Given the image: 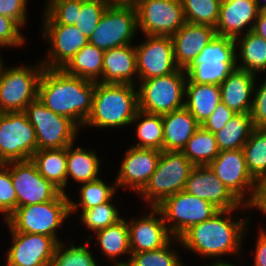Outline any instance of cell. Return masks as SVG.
Wrapping results in <instances>:
<instances>
[{
	"mask_svg": "<svg viewBox=\"0 0 266 266\" xmlns=\"http://www.w3.org/2000/svg\"><path fill=\"white\" fill-rule=\"evenodd\" d=\"M139 142L133 147L153 148L163 151V122L161 114H150L138 110L131 123H135Z\"/></svg>",
	"mask_w": 266,
	"mask_h": 266,
	"instance_id": "cell-34",
	"label": "cell"
},
{
	"mask_svg": "<svg viewBox=\"0 0 266 266\" xmlns=\"http://www.w3.org/2000/svg\"><path fill=\"white\" fill-rule=\"evenodd\" d=\"M256 79L255 74L236 68L219 85L222 102L235 114L251 113Z\"/></svg>",
	"mask_w": 266,
	"mask_h": 266,
	"instance_id": "cell-24",
	"label": "cell"
},
{
	"mask_svg": "<svg viewBox=\"0 0 266 266\" xmlns=\"http://www.w3.org/2000/svg\"><path fill=\"white\" fill-rule=\"evenodd\" d=\"M236 210H219L210 219L191 226L176 238L175 244L178 242L180 247L208 258L241 254L242 239L250 221L247 217L232 219V212Z\"/></svg>",
	"mask_w": 266,
	"mask_h": 266,
	"instance_id": "cell-2",
	"label": "cell"
},
{
	"mask_svg": "<svg viewBox=\"0 0 266 266\" xmlns=\"http://www.w3.org/2000/svg\"><path fill=\"white\" fill-rule=\"evenodd\" d=\"M185 99L184 107L202 125L222 101L221 89L215 84L186 83Z\"/></svg>",
	"mask_w": 266,
	"mask_h": 266,
	"instance_id": "cell-26",
	"label": "cell"
},
{
	"mask_svg": "<svg viewBox=\"0 0 266 266\" xmlns=\"http://www.w3.org/2000/svg\"><path fill=\"white\" fill-rule=\"evenodd\" d=\"M235 115L222 101L218 104L216 110L209 118L201 125L204 129L213 134L220 131L227 122Z\"/></svg>",
	"mask_w": 266,
	"mask_h": 266,
	"instance_id": "cell-49",
	"label": "cell"
},
{
	"mask_svg": "<svg viewBox=\"0 0 266 266\" xmlns=\"http://www.w3.org/2000/svg\"><path fill=\"white\" fill-rule=\"evenodd\" d=\"M255 2L259 6L260 10H266V0L264 2L263 0H255Z\"/></svg>",
	"mask_w": 266,
	"mask_h": 266,
	"instance_id": "cell-54",
	"label": "cell"
},
{
	"mask_svg": "<svg viewBox=\"0 0 266 266\" xmlns=\"http://www.w3.org/2000/svg\"><path fill=\"white\" fill-rule=\"evenodd\" d=\"M253 129L251 113L235 114L225 127L214 133L219 150L242 149Z\"/></svg>",
	"mask_w": 266,
	"mask_h": 266,
	"instance_id": "cell-32",
	"label": "cell"
},
{
	"mask_svg": "<svg viewBox=\"0 0 266 266\" xmlns=\"http://www.w3.org/2000/svg\"><path fill=\"white\" fill-rule=\"evenodd\" d=\"M150 209L143 217L127 221L131 253L157 250L173 239L162 213L156 207Z\"/></svg>",
	"mask_w": 266,
	"mask_h": 266,
	"instance_id": "cell-20",
	"label": "cell"
},
{
	"mask_svg": "<svg viewBox=\"0 0 266 266\" xmlns=\"http://www.w3.org/2000/svg\"><path fill=\"white\" fill-rule=\"evenodd\" d=\"M156 208L162 213L164 222L174 238H179L191 226L210 219L219 211L209 201L197 198L184 190L168 196Z\"/></svg>",
	"mask_w": 266,
	"mask_h": 266,
	"instance_id": "cell-10",
	"label": "cell"
},
{
	"mask_svg": "<svg viewBox=\"0 0 266 266\" xmlns=\"http://www.w3.org/2000/svg\"><path fill=\"white\" fill-rule=\"evenodd\" d=\"M253 90L251 118L254 128H266V79Z\"/></svg>",
	"mask_w": 266,
	"mask_h": 266,
	"instance_id": "cell-47",
	"label": "cell"
},
{
	"mask_svg": "<svg viewBox=\"0 0 266 266\" xmlns=\"http://www.w3.org/2000/svg\"><path fill=\"white\" fill-rule=\"evenodd\" d=\"M104 53L103 49L97 48L88 42L62 70L71 76L99 82L100 77H102Z\"/></svg>",
	"mask_w": 266,
	"mask_h": 266,
	"instance_id": "cell-30",
	"label": "cell"
},
{
	"mask_svg": "<svg viewBox=\"0 0 266 266\" xmlns=\"http://www.w3.org/2000/svg\"><path fill=\"white\" fill-rule=\"evenodd\" d=\"M27 1L28 0H0V15L9 17L24 27L27 23Z\"/></svg>",
	"mask_w": 266,
	"mask_h": 266,
	"instance_id": "cell-48",
	"label": "cell"
},
{
	"mask_svg": "<svg viewBox=\"0 0 266 266\" xmlns=\"http://www.w3.org/2000/svg\"><path fill=\"white\" fill-rule=\"evenodd\" d=\"M146 40L135 45L138 80H148L176 72L171 36L146 35Z\"/></svg>",
	"mask_w": 266,
	"mask_h": 266,
	"instance_id": "cell-15",
	"label": "cell"
},
{
	"mask_svg": "<svg viewBox=\"0 0 266 266\" xmlns=\"http://www.w3.org/2000/svg\"><path fill=\"white\" fill-rule=\"evenodd\" d=\"M3 67H4V62H3L2 57L0 55V74H1Z\"/></svg>",
	"mask_w": 266,
	"mask_h": 266,
	"instance_id": "cell-55",
	"label": "cell"
},
{
	"mask_svg": "<svg viewBox=\"0 0 266 266\" xmlns=\"http://www.w3.org/2000/svg\"><path fill=\"white\" fill-rule=\"evenodd\" d=\"M184 191L212 203L219 210L243 209L250 206L242 204L220 181L216 174L205 166H195L191 171Z\"/></svg>",
	"mask_w": 266,
	"mask_h": 266,
	"instance_id": "cell-17",
	"label": "cell"
},
{
	"mask_svg": "<svg viewBox=\"0 0 266 266\" xmlns=\"http://www.w3.org/2000/svg\"><path fill=\"white\" fill-rule=\"evenodd\" d=\"M131 84L96 82L92 111L85 126L116 128L132 125L138 109V91Z\"/></svg>",
	"mask_w": 266,
	"mask_h": 266,
	"instance_id": "cell-3",
	"label": "cell"
},
{
	"mask_svg": "<svg viewBox=\"0 0 266 266\" xmlns=\"http://www.w3.org/2000/svg\"><path fill=\"white\" fill-rule=\"evenodd\" d=\"M97 244H99L103 255L112 260L114 265L117 264H128L131 250L129 243V229L127 220L122 218L117 223L104 228L96 233ZM125 253L128 254L127 261H117L118 256H125Z\"/></svg>",
	"mask_w": 266,
	"mask_h": 266,
	"instance_id": "cell-29",
	"label": "cell"
},
{
	"mask_svg": "<svg viewBox=\"0 0 266 266\" xmlns=\"http://www.w3.org/2000/svg\"><path fill=\"white\" fill-rule=\"evenodd\" d=\"M9 171L17 194V208L54 200L61 191L45 179L30 160L10 161Z\"/></svg>",
	"mask_w": 266,
	"mask_h": 266,
	"instance_id": "cell-14",
	"label": "cell"
},
{
	"mask_svg": "<svg viewBox=\"0 0 266 266\" xmlns=\"http://www.w3.org/2000/svg\"><path fill=\"white\" fill-rule=\"evenodd\" d=\"M17 208V194L13 187L9 162L0 163V214L5 220Z\"/></svg>",
	"mask_w": 266,
	"mask_h": 266,
	"instance_id": "cell-45",
	"label": "cell"
},
{
	"mask_svg": "<svg viewBox=\"0 0 266 266\" xmlns=\"http://www.w3.org/2000/svg\"><path fill=\"white\" fill-rule=\"evenodd\" d=\"M257 36L266 40V10H261L252 29Z\"/></svg>",
	"mask_w": 266,
	"mask_h": 266,
	"instance_id": "cell-52",
	"label": "cell"
},
{
	"mask_svg": "<svg viewBox=\"0 0 266 266\" xmlns=\"http://www.w3.org/2000/svg\"><path fill=\"white\" fill-rule=\"evenodd\" d=\"M237 68V63L205 62L201 65H190L185 71L186 83L220 85Z\"/></svg>",
	"mask_w": 266,
	"mask_h": 266,
	"instance_id": "cell-37",
	"label": "cell"
},
{
	"mask_svg": "<svg viewBox=\"0 0 266 266\" xmlns=\"http://www.w3.org/2000/svg\"><path fill=\"white\" fill-rule=\"evenodd\" d=\"M96 82L71 76L62 69L44 68L38 98L54 113L66 116L79 127H84L92 111Z\"/></svg>",
	"mask_w": 266,
	"mask_h": 266,
	"instance_id": "cell-1",
	"label": "cell"
},
{
	"mask_svg": "<svg viewBox=\"0 0 266 266\" xmlns=\"http://www.w3.org/2000/svg\"><path fill=\"white\" fill-rule=\"evenodd\" d=\"M3 67L0 74V113L23 112L38 97L44 65Z\"/></svg>",
	"mask_w": 266,
	"mask_h": 266,
	"instance_id": "cell-9",
	"label": "cell"
},
{
	"mask_svg": "<svg viewBox=\"0 0 266 266\" xmlns=\"http://www.w3.org/2000/svg\"><path fill=\"white\" fill-rule=\"evenodd\" d=\"M221 3L227 2V1H233V0H220Z\"/></svg>",
	"mask_w": 266,
	"mask_h": 266,
	"instance_id": "cell-57",
	"label": "cell"
},
{
	"mask_svg": "<svg viewBox=\"0 0 266 266\" xmlns=\"http://www.w3.org/2000/svg\"><path fill=\"white\" fill-rule=\"evenodd\" d=\"M113 183L111 186L100 178L82 183L79 190L80 202L76 203L69 197L70 214L78 211L80 207L81 209H89L113 200L115 193H117L116 189H118L115 184V179Z\"/></svg>",
	"mask_w": 266,
	"mask_h": 266,
	"instance_id": "cell-36",
	"label": "cell"
},
{
	"mask_svg": "<svg viewBox=\"0 0 266 266\" xmlns=\"http://www.w3.org/2000/svg\"><path fill=\"white\" fill-rule=\"evenodd\" d=\"M31 161L36 165L38 172L62 193H66L67 183V147L62 149L37 150Z\"/></svg>",
	"mask_w": 266,
	"mask_h": 266,
	"instance_id": "cell-27",
	"label": "cell"
},
{
	"mask_svg": "<svg viewBox=\"0 0 266 266\" xmlns=\"http://www.w3.org/2000/svg\"><path fill=\"white\" fill-rule=\"evenodd\" d=\"M24 112L34 127L37 150L62 149L74 144L79 126L70 118L48 109L38 97Z\"/></svg>",
	"mask_w": 266,
	"mask_h": 266,
	"instance_id": "cell-8",
	"label": "cell"
},
{
	"mask_svg": "<svg viewBox=\"0 0 266 266\" xmlns=\"http://www.w3.org/2000/svg\"><path fill=\"white\" fill-rule=\"evenodd\" d=\"M239 37L234 39L236 42V61H238V57L241 59L240 64L237 62V68L255 75L262 71L265 72L266 40L252 31Z\"/></svg>",
	"mask_w": 266,
	"mask_h": 266,
	"instance_id": "cell-28",
	"label": "cell"
},
{
	"mask_svg": "<svg viewBox=\"0 0 266 266\" xmlns=\"http://www.w3.org/2000/svg\"><path fill=\"white\" fill-rule=\"evenodd\" d=\"M261 228V229H260ZM259 228L257 243L255 245L254 264L253 266H266V230Z\"/></svg>",
	"mask_w": 266,
	"mask_h": 266,
	"instance_id": "cell-50",
	"label": "cell"
},
{
	"mask_svg": "<svg viewBox=\"0 0 266 266\" xmlns=\"http://www.w3.org/2000/svg\"><path fill=\"white\" fill-rule=\"evenodd\" d=\"M163 151H182L201 126L185 108L162 114Z\"/></svg>",
	"mask_w": 266,
	"mask_h": 266,
	"instance_id": "cell-25",
	"label": "cell"
},
{
	"mask_svg": "<svg viewBox=\"0 0 266 266\" xmlns=\"http://www.w3.org/2000/svg\"><path fill=\"white\" fill-rule=\"evenodd\" d=\"M91 235L87 237L84 244L76 246L71 242L69 247H65V242L58 243L51 266H98L92 256V252L88 249V243Z\"/></svg>",
	"mask_w": 266,
	"mask_h": 266,
	"instance_id": "cell-38",
	"label": "cell"
},
{
	"mask_svg": "<svg viewBox=\"0 0 266 266\" xmlns=\"http://www.w3.org/2000/svg\"><path fill=\"white\" fill-rule=\"evenodd\" d=\"M12 243L7 250V266H51L57 242L50 236L10 232Z\"/></svg>",
	"mask_w": 266,
	"mask_h": 266,
	"instance_id": "cell-16",
	"label": "cell"
},
{
	"mask_svg": "<svg viewBox=\"0 0 266 266\" xmlns=\"http://www.w3.org/2000/svg\"><path fill=\"white\" fill-rule=\"evenodd\" d=\"M42 24L75 25L81 0H48Z\"/></svg>",
	"mask_w": 266,
	"mask_h": 266,
	"instance_id": "cell-43",
	"label": "cell"
},
{
	"mask_svg": "<svg viewBox=\"0 0 266 266\" xmlns=\"http://www.w3.org/2000/svg\"><path fill=\"white\" fill-rule=\"evenodd\" d=\"M173 238L166 246L152 251L131 253L130 266H184L176 249L171 247Z\"/></svg>",
	"mask_w": 266,
	"mask_h": 266,
	"instance_id": "cell-41",
	"label": "cell"
},
{
	"mask_svg": "<svg viewBox=\"0 0 266 266\" xmlns=\"http://www.w3.org/2000/svg\"><path fill=\"white\" fill-rule=\"evenodd\" d=\"M235 43V40L231 37L216 35L214 39L203 48L191 65H201L205 62L237 63Z\"/></svg>",
	"mask_w": 266,
	"mask_h": 266,
	"instance_id": "cell-40",
	"label": "cell"
},
{
	"mask_svg": "<svg viewBox=\"0 0 266 266\" xmlns=\"http://www.w3.org/2000/svg\"><path fill=\"white\" fill-rule=\"evenodd\" d=\"M206 266H235L231 264L230 262H226L222 259L216 260V262H213V264L206 265Z\"/></svg>",
	"mask_w": 266,
	"mask_h": 266,
	"instance_id": "cell-53",
	"label": "cell"
},
{
	"mask_svg": "<svg viewBox=\"0 0 266 266\" xmlns=\"http://www.w3.org/2000/svg\"><path fill=\"white\" fill-rule=\"evenodd\" d=\"M194 167L181 151H162L156 170L138 195L150 207H156L168 196L184 190Z\"/></svg>",
	"mask_w": 266,
	"mask_h": 266,
	"instance_id": "cell-5",
	"label": "cell"
},
{
	"mask_svg": "<svg viewBox=\"0 0 266 266\" xmlns=\"http://www.w3.org/2000/svg\"><path fill=\"white\" fill-rule=\"evenodd\" d=\"M251 208H256L266 215V180L259 183L257 194Z\"/></svg>",
	"mask_w": 266,
	"mask_h": 266,
	"instance_id": "cell-51",
	"label": "cell"
},
{
	"mask_svg": "<svg viewBox=\"0 0 266 266\" xmlns=\"http://www.w3.org/2000/svg\"><path fill=\"white\" fill-rule=\"evenodd\" d=\"M161 150L130 146L115 178L117 188H130L137 194L145 187L157 167Z\"/></svg>",
	"mask_w": 266,
	"mask_h": 266,
	"instance_id": "cell-19",
	"label": "cell"
},
{
	"mask_svg": "<svg viewBox=\"0 0 266 266\" xmlns=\"http://www.w3.org/2000/svg\"><path fill=\"white\" fill-rule=\"evenodd\" d=\"M260 11L255 0H233L221 3L219 19L215 26L216 34L236 39L241 34L252 31Z\"/></svg>",
	"mask_w": 266,
	"mask_h": 266,
	"instance_id": "cell-22",
	"label": "cell"
},
{
	"mask_svg": "<svg viewBox=\"0 0 266 266\" xmlns=\"http://www.w3.org/2000/svg\"><path fill=\"white\" fill-rule=\"evenodd\" d=\"M113 266H130L129 264H117V265H113Z\"/></svg>",
	"mask_w": 266,
	"mask_h": 266,
	"instance_id": "cell-56",
	"label": "cell"
},
{
	"mask_svg": "<svg viewBox=\"0 0 266 266\" xmlns=\"http://www.w3.org/2000/svg\"><path fill=\"white\" fill-rule=\"evenodd\" d=\"M242 149L252 177L258 183L266 180V128H254Z\"/></svg>",
	"mask_w": 266,
	"mask_h": 266,
	"instance_id": "cell-35",
	"label": "cell"
},
{
	"mask_svg": "<svg viewBox=\"0 0 266 266\" xmlns=\"http://www.w3.org/2000/svg\"><path fill=\"white\" fill-rule=\"evenodd\" d=\"M208 166L242 204H253L259 183L247 170L243 149L220 151Z\"/></svg>",
	"mask_w": 266,
	"mask_h": 266,
	"instance_id": "cell-12",
	"label": "cell"
},
{
	"mask_svg": "<svg viewBox=\"0 0 266 266\" xmlns=\"http://www.w3.org/2000/svg\"><path fill=\"white\" fill-rule=\"evenodd\" d=\"M144 35L172 36L185 23L181 0H131Z\"/></svg>",
	"mask_w": 266,
	"mask_h": 266,
	"instance_id": "cell-13",
	"label": "cell"
},
{
	"mask_svg": "<svg viewBox=\"0 0 266 266\" xmlns=\"http://www.w3.org/2000/svg\"><path fill=\"white\" fill-rule=\"evenodd\" d=\"M187 74L178 69L172 74L140 80L138 109L150 114H165L184 107Z\"/></svg>",
	"mask_w": 266,
	"mask_h": 266,
	"instance_id": "cell-7",
	"label": "cell"
},
{
	"mask_svg": "<svg viewBox=\"0 0 266 266\" xmlns=\"http://www.w3.org/2000/svg\"><path fill=\"white\" fill-rule=\"evenodd\" d=\"M187 23L210 25L215 28L220 12V0H181Z\"/></svg>",
	"mask_w": 266,
	"mask_h": 266,
	"instance_id": "cell-39",
	"label": "cell"
},
{
	"mask_svg": "<svg viewBox=\"0 0 266 266\" xmlns=\"http://www.w3.org/2000/svg\"><path fill=\"white\" fill-rule=\"evenodd\" d=\"M43 38L50 42L48 58L42 62L46 69H62L89 41L74 25L42 24Z\"/></svg>",
	"mask_w": 266,
	"mask_h": 266,
	"instance_id": "cell-18",
	"label": "cell"
},
{
	"mask_svg": "<svg viewBox=\"0 0 266 266\" xmlns=\"http://www.w3.org/2000/svg\"><path fill=\"white\" fill-rule=\"evenodd\" d=\"M113 0H81V10L78 11L75 27L78 28L87 39L96 29L102 14Z\"/></svg>",
	"mask_w": 266,
	"mask_h": 266,
	"instance_id": "cell-44",
	"label": "cell"
},
{
	"mask_svg": "<svg viewBox=\"0 0 266 266\" xmlns=\"http://www.w3.org/2000/svg\"><path fill=\"white\" fill-rule=\"evenodd\" d=\"M36 151L35 130L26 113H0V163L30 160Z\"/></svg>",
	"mask_w": 266,
	"mask_h": 266,
	"instance_id": "cell-11",
	"label": "cell"
},
{
	"mask_svg": "<svg viewBox=\"0 0 266 266\" xmlns=\"http://www.w3.org/2000/svg\"><path fill=\"white\" fill-rule=\"evenodd\" d=\"M216 35L213 26L186 22L171 36L177 67L186 70Z\"/></svg>",
	"mask_w": 266,
	"mask_h": 266,
	"instance_id": "cell-21",
	"label": "cell"
},
{
	"mask_svg": "<svg viewBox=\"0 0 266 266\" xmlns=\"http://www.w3.org/2000/svg\"><path fill=\"white\" fill-rule=\"evenodd\" d=\"M194 166H205L220 150L215 134L200 126L181 151Z\"/></svg>",
	"mask_w": 266,
	"mask_h": 266,
	"instance_id": "cell-33",
	"label": "cell"
},
{
	"mask_svg": "<svg viewBox=\"0 0 266 266\" xmlns=\"http://www.w3.org/2000/svg\"><path fill=\"white\" fill-rule=\"evenodd\" d=\"M137 29V11L133 2L113 0L102 14L88 41L105 51L132 44Z\"/></svg>",
	"mask_w": 266,
	"mask_h": 266,
	"instance_id": "cell-6",
	"label": "cell"
},
{
	"mask_svg": "<svg viewBox=\"0 0 266 266\" xmlns=\"http://www.w3.org/2000/svg\"><path fill=\"white\" fill-rule=\"evenodd\" d=\"M69 215V196L61 192L54 200L16 208L4 221L10 232L47 235L60 243L56 231Z\"/></svg>",
	"mask_w": 266,
	"mask_h": 266,
	"instance_id": "cell-4",
	"label": "cell"
},
{
	"mask_svg": "<svg viewBox=\"0 0 266 266\" xmlns=\"http://www.w3.org/2000/svg\"><path fill=\"white\" fill-rule=\"evenodd\" d=\"M110 200L96 207L81 210L80 222L94 233L120 221L119 210Z\"/></svg>",
	"mask_w": 266,
	"mask_h": 266,
	"instance_id": "cell-42",
	"label": "cell"
},
{
	"mask_svg": "<svg viewBox=\"0 0 266 266\" xmlns=\"http://www.w3.org/2000/svg\"><path fill=\"white\" fill-rule=\"evenodd\" d=\"M134 75L138 76L134 43L105 50L99 83L136 85Z\"/></svg>",
	"mask_w": 266,
	"mask_h": 266,
	"instance_id": "cell-23",
	"label": "cell"
},
{
	"mask_svg": "<svg viewBox=\"0 0 266 266\" xmlns=\"http://www.w3.org/2000/svg\"><path fill=\"white\" fill-rule=\"evenodd\" d=\"M94 150H86L82 146L73 149V144L67 147V183L71 177L77 183L94 181L99 177L100 159Z\"/></svg>",
	"mask_w": 266,
	"mask_h": 266,
	"instance_id": "cell-31",
	"label": "cell"
},
{
	"mask_svg": "<svg viewBox=\"0 0 266 266\" xmlns=\"http://www.w3.org/2000/svg\"><path fill=\"white\" fill-rule=\"evenodd\" d=\"M22 26L15 20L0 15V48L20 47L25 42V37L20 31Z\"/></svg>",
	"mask_w": 266,
	"mask_h": 266,
	"instance_id": "cell-46",
	"label": "cell"
}]
</instances>
